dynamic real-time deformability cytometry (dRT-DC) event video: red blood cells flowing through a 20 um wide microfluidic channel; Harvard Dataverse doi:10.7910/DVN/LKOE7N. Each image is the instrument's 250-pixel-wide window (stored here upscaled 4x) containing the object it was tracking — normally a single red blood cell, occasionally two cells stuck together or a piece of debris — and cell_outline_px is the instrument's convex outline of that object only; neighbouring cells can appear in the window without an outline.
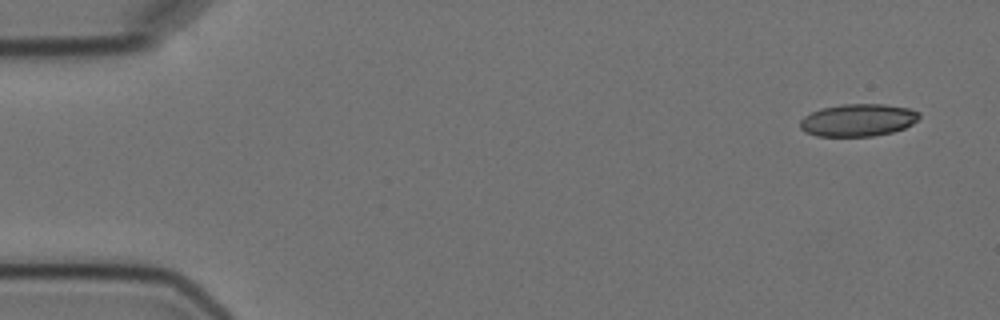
{"species": "Egyptian fruit bat (a non-hibernating species)", "species_latin": "Rousettus aegyptiacus", "temperature_condition": "cold", "stored_images_in_passage": 6, "camera_frame_rate_fps": 3000, "um_per_image_px": 0.085, "animal": {"sex": "female"}, "frame": {"image": 1, "passage_image": 1, "time_ms": 0.0, "image_size_px": [1000, 320], "cell_outline_px": [[920, 116], [912, 124], [904, 128], [892, 132], [872, 136], [816, 136], [804, 132], [800, 128], [800, 120], [804, 116], [820, 108], [840, 104], [884, 104], [908, 108], [920, 112]], "centroid_in_image_um": [72.9, 10.2], "position_along_channel_um": 12.1, "area_um2": 22.6}}
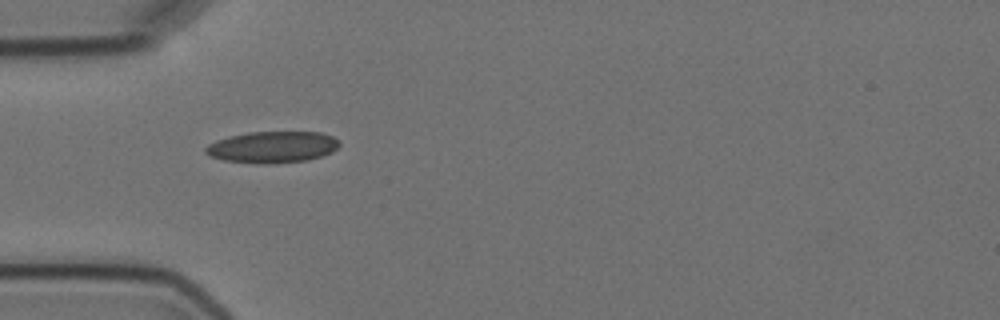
{"frame": {"image": 2, "passage_image": 5, "time_ms": 4.667, "image_size_px": [1000, 320], "cell_outline_px": [[340, 144], [332, 152], [308, 160], [264, 164], [224, 160], [212, 156], [204, 152], [204, 148], [208, 144], [216, 140], [228, 136], [248, 132], [320, 132], [332, 136], [340, 140]], "centroid_in_image_um": [23.15, 12.49], "position_along_channel_um": 61.8, "area_um2": 24.51}}
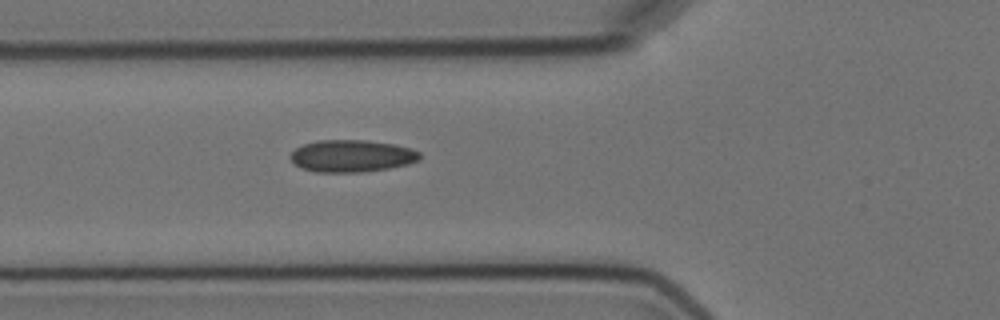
{"frame": {"image": 3, "passage_image": 6, "time_ms": 5.667, "image_size_px": [1000, 320], "cell_outline_px": [[420, 160], [408, 164], [388, 168], [364, 172], [316, 172], [300, 168], [288, 156], [296, 148], [304, 144], [316, 140], [368, 140], [396, 144], [412, 148], [420, 152]], "centroid_in_image_um": [29.91, 13.25], "position_along_channel_um": 95.9, "area_um2": 24.45}}